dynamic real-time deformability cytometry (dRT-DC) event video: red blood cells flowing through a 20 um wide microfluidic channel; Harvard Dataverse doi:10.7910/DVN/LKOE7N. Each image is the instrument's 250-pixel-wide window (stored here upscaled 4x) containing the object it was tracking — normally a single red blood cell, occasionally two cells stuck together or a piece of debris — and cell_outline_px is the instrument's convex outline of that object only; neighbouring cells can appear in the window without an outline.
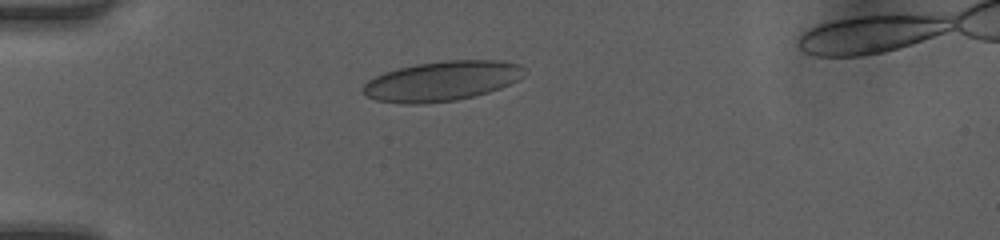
{"species": "human", "species_latin": "Homo sapiens", "temperature_condition": "room temperature", "stored_images_in_passage": 38, "camera_frame_rate_fps": 3000, "um_per_image_px": 0.085, "donor": {"sex": "female"}, "frame": {"image": 1, "passage_image": 3, "time_ms": 0.667, "image_size_px": [1000, 240], "cell_outline_px": [[524, 76], [500, 88], [488, 92], [456, 100], [416, 104], [408, 104], [376, 100], [364, 96], [360, 88], [368, 80], [384, 72], [396, 68], [416, 64], [444, 60], [496, 60], [520, 64], [524, 68]], "centroid_in_image_um": [37.51, 6.88], "position_along_channel_um": 47.5, "area_um2": 37.45}}
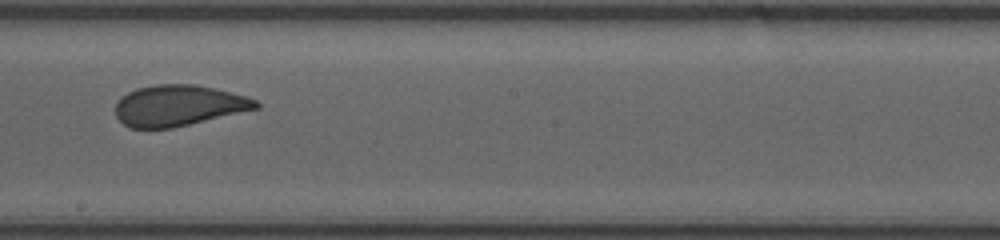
{"frame": {"image": 2, "passage_image": 18, "time_ms": 5.667, "image_size_px": [1000, 240], "cell_outline_px": [[260, 108], [172, 128], [128, 128], [116, 116], [116, 104], [128, 92], [136, 88], [156, 84], [192, 84], [216, 88], [248, 96], [256, 100], [260, 104]], "centroid_in_image_um": [15.21, 8.96], "position_along_channel_um": 233.0, "area_um2": 33.52}}
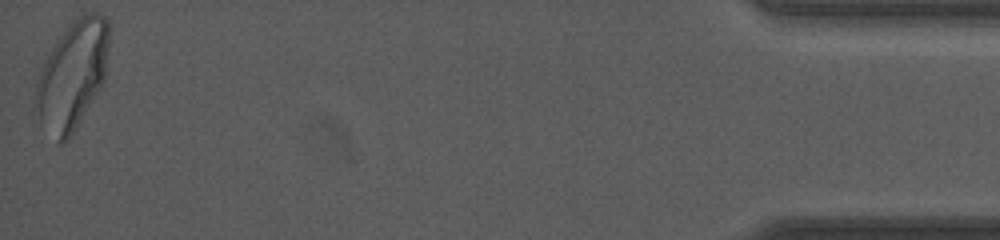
{"frame": {"image": 3, "passage_image": 38, "time_ms": 12.333, "image_size_px": [1000, 240], "cell_outline_px": [[108, 44], [104, 80], [68, 140], [60, 144], [56, 144], [32, 108], [36, 84], [40, 68], [56, 40], [72, 20], [80, 16], [92, 12], [96, 12], [104, 16], [108, 20]], "centroid_in_image_um": [6.1, 6.4], "position_along_channel_um": 429.1, "area_um2": 46.01}, "authors_computed_cell_mechanics": {"area_um2": 36.125, "velocity_mm_per_s": 4.2205, "shape_relaxation_time_tau1_ms": 5.8426, "shape_relaxation_time_tau2_ms": 0.6968, "deformation_change_tau1": 0.1461, "deformation_change_tau2": 0.059}}